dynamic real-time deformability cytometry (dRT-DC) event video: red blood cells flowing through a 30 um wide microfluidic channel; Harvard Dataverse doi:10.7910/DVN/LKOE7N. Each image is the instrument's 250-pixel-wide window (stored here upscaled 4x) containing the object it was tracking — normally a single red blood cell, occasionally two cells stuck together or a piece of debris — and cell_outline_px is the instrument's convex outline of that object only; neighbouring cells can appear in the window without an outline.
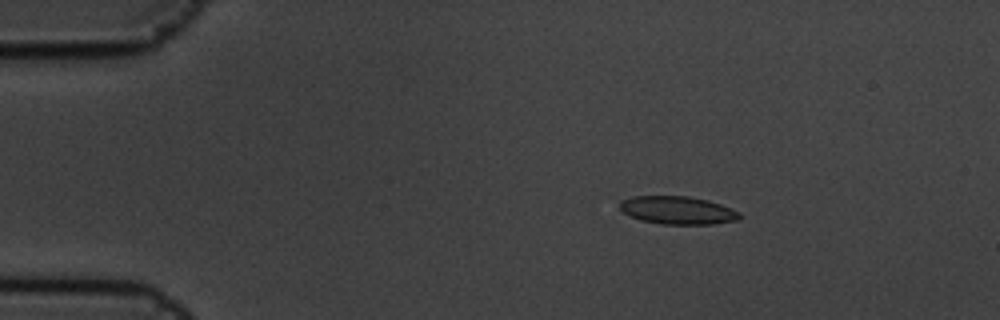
{"species": "common noctule bat (a hibernating species)", "species_latin": "Nyctalus noctula", "temperature_condition": "cold", "stored_images_in_passage": 5, "camera_frame_rate_fps": 3000, "um_per_image_px": 0.085, "animal": {"sex": "male", "body_mass_g": 19.5, "forearm_length_mm": 54.6}, "frame": {"image": 1, "passage_image": 2, "time_ms": 0.333, "image_size_px": [1000, 320], "cell_outline_px": [[744, 216], [736, 220], [712, 224], [664, 224], [640, 220], [624, 212], [620, 208], [620, 200], [632, 196], [688, 196], [708, 200], [720, 204], [740, 212]], "centroid_in_image_um": [57.61, 17.86], "position_along_channel_um": 27.4, "area_um2": 19.48}}